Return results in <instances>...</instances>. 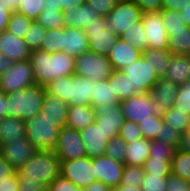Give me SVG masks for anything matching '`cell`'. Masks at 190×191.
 Listing matches in <instances>:
<instances>
[{
  "label": "cell",
  "mask_w": 190,
  "mask_h": 191,
  "mask_svg": "<svg viewBox=\"0 0 190 191\" xmlns=\"http://www.w3.org/2000/svg\"><path fill=\"white\" fill-rule=\"evenodd\" d=\"M180 13L183 16V19L187 25L188 28H190V1L187 3L186 7H184Z\"/></svg>",
  "instance_id": "obj_67"
},
{
  "label": "cell",
  "mask_w": 190,
  "mask_h": 191,
  "mask_svg": "<svg viewBox=\"0 0 190 191\" xmlns=\"http://www.w3.org/2000/svg\"><path fill=\"white\" fill-rule=\"evenodd\" d=\"M190 0H163V10L181 11Z\"/></svg>",
  "instance_id": "obj_58"
},
{
  "label": "cell",
  "mask_w": 190,
  "mask_h": 191,
  "mask_svg": "<svg viewBox=\"0 0 190 191\" xmlns=\"http://www.w3.org/2000/svg\"><path fill=\"white\" fill-rule=\"evenodd\" d=\"M168 176L144 174L141 184L142 191H167Z\"/></svg>",
  "instance_id": "obj_48"
},
{
  "label": "cell",
  "mask_w": 190,
  "mask_h": 191,
  "mask_svg": "<svg viewBox=\"0 0 190 191\" xmlns=\"http://www.w3.org/2000/svg\"><path fill=\"white\" fill-rule=\"evenodd\" d=\"M96 120L95 123L100 125L105 137L110 140L119 136L124 115L120 104L118 106L107 108H95Z\"/></svg>",
  "instance_id": "obj_17"
},
{
  "label": "cell",
  "mask_w": 190,
  "mask_h": 191,
  "mask_svg": "<svg viewBox=\"0 0 190 191\" xmlns=\"http://www.w3.org/2000/svg\"><path fill=\"white\" fill-rule=\"evenodd\" d=\"M83 3H85V0H62V11L76 9Z\"/></svg>",
  "instance_id": "obj_63"
},
{
  "label": "cell",
  "mask_w": 190,
  "mask_h": 191,
  "mask_svg": "<svg viewBox=\"0 0 190 191\" xmlns=\"http://www.w3.org/2000/svg\"><path fill=\"white\" fill-rule=\"evenodd\" d=\"M37 151L26 137L0 145V154L16 170L25 164Z\"/></svg>",
  "instance_id": "obj_16"
},
{
  "label": "cell",
  "mask_w": 190,
  "mask_h": 191,
  "mask_svg": "<svg viewBox=\"0 0 190 191\" xmlns=\"http://www.w3.org/2000/svg\"><path fill=\"white\" fill-rule=\"evenodd\" d=\"M54 152L60 161H69L87 156L80 131L67 126L62 127Z\"/></svg>",
  "instance_id": "obj_13"
},
{
  "label": "cell",
  "mask_w": 190,
  "mask_h": 191,
  "mask_svg": "<svg viewBox=\"0 0 190 191\" xmlns=\"http://www.w3.org/2000/svg\"><path fill=\"white\" fill-rule=\"evenodd\" d=\"M64 26L67 28H79L85 30L86 27L95 23L100 17L99 12L86 2L76 9L63 11Z\"/></svg>",
  "instance_id": "obj_20"
},
{
  "label": "cell",
  "mask_w": 190,
  "mask_h": 191,
  "mask_svg": "<svg viewBox=\"0 0 190 191\" xmlns=\"http://www.w3.org/2000/svg\"><path fill=\"white\" fill-rule=\"evenodd\" d=\"M75 60L64 51L48 53L37 49L32 50L30 55L35 81L44 86L56 78L72 76L75 73Z\"/></svg>",
  "instance_id": "obj_1"
},
{
  "label": "cell",
  "mask_w": 190,
  "mask_h": 191,
  "mask_svg": "<svg viewBox=\"0 0 190 191\" xmlns=\"http://www.w3.org/2000/svg\"><path fill=\"white\" fill-rule=\"evenodd\" d=\"M178 87L179 85H176L174 82L169 81L164 77H159L158 81L151 88L149 93L161 112L173 106L177 96Z\"/></svg>",
  "instance_id": "obj_22"
},
{
  "label": "cell",
  "mask_w": 190,
  "mask_h": 191,
  "mask_svg": "<svg viewBox=\"0 0 190 191\" xmlns=\"http://www.w3.org/2000/svg\"><path fill=\"white\" fill-rule=\"evenodd\" d=\"M34 69L30 59L13 62L9 70L0 76V91L4 93L21 91L35 84Z\"/></svg>",
  "instance_id": "obj_7"
},
{
  "label": "cell",
  "mask_w": 190,
  "mask_h": 191,
  "mask_svg": "<svg viewBox=\"0 0 190 191\" xmlns=\"http://www.w3.org/2000/svg\"><path fill=\"white\" fill-rule=\"evenodd\" d=\"M16 172L19 191H47V187L38 180L27 179V176L22 175L18 170Z\"/></svg>",
  "instance_id": "obj_51"
},
{
  "label": "cell",
  "mask_w": 190,
  "mask_h": 191,
  "mask_svg": "<svg viewBox=\"0 0 190 191\" xmlns=\"http://www.w3.org/2000/svg\"><path fill=\"white\" fill-rule=\"evenodd\" d=\"M93 167L97 181L104 183L111 189L121 183L125 164L115 161L104 154L93 158Z\"/></svg>",
  "instance_id": "obj_15"
},
{
  "label": "cell",
  "mask_w": 190,
  "mask_h": 191,
  "mask_svg": "<svg viewBox=\"0 0 190 191\" xmlns=\"http://www.w3.org/2000/svg\"><path fill=\"white\" fill-rule=\"evenodd\" d=\"M0 1H2L7 6V10L10 11L11 13L16 12L20 5V0H0Z\"/></svg>",
  "instance_id": "obj_66"
},
{
  "label": "cell",
  "mask_w": 190,
  "mask_h": 191,
  "mask_svg": "<svg viewBox=\"0 0 190 191\" xmlns=\"http://www.w3.org/2000/svg\"><path fill=\"white\" fill-rule=\"evenodd\" d=\"M46 32L47 30L42 25L33 21L25 32L23 39L31 50H37L40 49Z\"/></svg>",
  "instance_id": "obj_38"
},
{
  "label": "cell",
  "mask_w": 190,
  "mask_h": 191,
  "mask_svg": "<svg viewBox=\"0 0 190 191\" xmlns=\"http://www.w3.org/2000/svg\"><path fill=\"white\" fill-rule=\"evenodd\" d=\"M189 67H190V55H188ZM190 72V71H189Z\"/></svg>",
  "instance_id": "obj_71"
},
{
  "label": "cell",
  "mask_w": 190,
  "mask_h": 191,
  "mask_svg": "<svg viewBox=\"0 0 190 191\" xmlns=\"http://www.w3.org/2000/svg\"><path fill=\"white\" fill-rule=\"evenodd\" d=\"M18 171L27 179L38 180L48 187L61 175V161L54 151H37Z\"/></svg>",
  "instance_id": "obj_5"
},
{
  "label": "cell",
  "mask_w": 190,
  "mask_h": 191,
  "mask_svg": "<svg viewBox=\"0 0 190 191\" xmlns=\"http://www.w3.org/2000/svg\"><path fill=\"white\" fill-rule=\"evenodd\" d=\"M12 64L13 61L0 52V76L9 70Z\"/></svg>",
  "instance_id": "obj_62"
},
{
  "label": "cell",
  "mask_w": 190,
  "mask_h": 191,
  "mask_svg": "<svg viewBox=\"0 0 190 191\" xmlns=\"http://www.w3.org/2000/svg\"><path fill=\"white\" fill-rule=\"evenodd\" d=\"M142 56L138 48H134L129 42L120 37L115 42L108 54V59L114 70L121 71L124 66L129 65Z\"/></svg>",
  "instance_id": "obj_19"
},
{
  "label": "cell",
  "mask_w": 190,
  "mask_h": 191,
  "mask_svg": "<svg viewBox=\"0 0 190 191\" xmlns=\"http://www.w3.org/2000/svg\"><path fill=\"white\" fill-rule=\"evenodd\" d=\"M151 140L141 138L127 143L124 164L143 167L150 155Z\"/></svg>",
  "instance_id": "obj_28"
},
{
  "label": "cell",
  "mask_w": 190,
  "mask_h": 191,
  "mask_svg": "<svg viewBox=\"0 0 190 191\" xmlns=\"http://www.w3.org/2000/svg\"><path fill=\"white\" fill-rule=\"evenodd\" d=\"M188 55H171L165 79L181 85L190 79Z\"/></svg>",
  "instance_id": "obj_27"
},
{
  "label": "cell",
  "mask_w": 190,
  "mask_h": 191,
  "mask_svg": "<svg viewBox=\"0 0 190 191\" xmlns=\"http://www.w3.org/2000/svg\"><path fill=\"white\" fill-rule=\"evenodd\" d=\"M119 136L126 143H131L135 140L143 138L139 128V124L128 120H124V122L122 123Z\"/></svg>",
  "instance_id": "obj_50"
},
{
  "label": "cell",
  "mask_w": 190,
  "mask_h": 191,
  "mask_svg": "<svg viewBox=\"0 0 190 191\" xmlns=\"http://www.w3.org/2000/svg\"><path fill=\"white\" fill-rule=\"evenodd\" d=\"M143 12L163 10V0H132Z\"/></svg>",
  "instance_id": "obj_55"
},
{
  "label": "cell",
  "mask_w": 190,
  "mask_h": 191,
  "mask_svg": "<svg viewBox=\"0 0 190 191\" xmlns=\"http://www.w3.org/2000/svg\"><path fill=\"white\" fill-rule=\"evenodd\" d=\"M120 106L124 119L137 124L161 113L149 92L135 94L121 101Z\"/></svg>",
  "instance_id": "obj_8"
},
{
  "label": "cell",
  "mask_w": 190,
  "mask_h": 191,
  "mask_svg": "<svg viewBox=\"0 0 190 191\" xmlns=\"http://www.w3.org/2000/svg\"><path fill=\"white\" fill-rule=\"evenodd\" d=\"M115 3H121V2H126V1H129V0H113Z\"/></svg>",
  "instance_id": "obj_69"
},
{
  "label": "cell",
  "mask_w": 190,
  "mask_h": 191,
  "mask_svg": "<svg viewBox=\"0 0 190 191\" xmlns=\"http://www.w3.org/2000/svg\"><path fill=\"white\" fill-rule=\"evenodd\" d=\"M11 14L12 13L7 10V6L0 1V32L7 30Z\"/></svg>",
  "instance_id": "obj_59"
},
{
  "label": "cell",
  "mask_w": 190,
  "mask_h": 191,
  "mask_svg": "<svg viewBox=\"0 0 190 191\" xmlns=\"http://www.w3.org/2000/svg\"><path fill=\"white\" fill-rule=\"evenodd\" d=\"M112 191H142V190L141 187H136L133 185L126 186L119 184L117 187L113 188Z\"/></svg>",
  "instance_id": "obj_68"
},
{
  "label": "cell",
  "mask_w": 190,
  "mask_h": 191,
  "mask_svg": "<svg viewBox=\"0 0 190 191\" xmlns=\"http://www.w3.org/2000/svg\"><path fill=\"white\" fill-rule=\"evenodd\" d=\"M176 147L159 140H151L149 158L173 159Z\"/></svg>",
  "instance_id": "obj_46"
},
{
  "label": "cell",
  "mask_w": 190,
  "mask_h": 191,
  "mask_svg": "<svg viewBox=\"0 0 190 191\" xmlns=\"http://www.w3.org/2000/svg\"><path fill=\"white\" fill-rule=\"evenodd\" d=\"M172 159L148 158L144 165V172L148 175L169 176L171 174Z\"/></svg>",
  "instance_id": "obj_39"
},
{
  "label": "cell",
  "mask_w": 190,
  "mask_h": 191,
  "mask_svg": "<svg viewBox=\"0 0 190 191\" xmlns=\"http://www.w3.org/2000/svg\"><path fill=\"white\" fill-rule=\"evenodd\" d=\"M145 36L146 35L141 20L135 23L130 29L125 30L120 38L129 42L134 48H138L141 52H144L146 49H148Z\"/></svg>",
  "instance_id": "obj_35"
},
{
  "label": "cell",
  "mask_w": 190,
  "mask_h": 191,
  "mask_svg": "<svg viewBox=\"0 0 190 191\" xmlns=\"http://www.w3.org/2000/svg\"><path fill=\"white\" fill-rule=\"evenodd\" d=\"M142 23L146 35L147 48L168 49V34L161 11L144 12Z\"/></svg>",
  "instance_id": "obj_14"
},
{
  "label": "cell",
  "mask_w": 190,
  "mask_h": 191,
  "mask_svg": "<svg viewBox=\"0 0 190 191\" xmlns=\"http://www.w3.org/2000/svg\"><path fill=\"white\" fill-rule=\"evenodd\" d=\"M169 49H146L142 56L150 63L158 77H163L168 70L171 58Z\"/></svg>",
  "instance_id": "obj_30"
},
{
  "label": "cell",
  "mask_w": 190,
  "mask_h": 191,
  "mask_svg": "<svg viewBox=\"0 0 190 191\" xmlns=\"http://www.w3.org/2000/svg\"><path fill=\"white\" fill-rule=\"evenodd\" d=\"M43 10V0H20V5L16 12L23 14L35 21Z\"/></svg>",
  "instance_id": "obj_49"
},
{
  "label": "cell",
  "mask_w": 190,
  "mask_h": 191,
  "mask_svg": "<svg viewBox=\"0 0 190 191\" xmlns=\"http://www.w3.org/2000/svg\"><path fill=\"white\" fill-rule=\"evenodd\" d=\"M94 173L93 158L88 156L61 161V175L81 189L97 181Z\"/></svg>",
  "instance_id": "obj_12"
},
{
  "label": "cell",
  "mask_w": 190,
  "mask_h": 191,
  "mask_svg": "<svg viewBox=\"0 0 190 191\" xmlns=\"http://www.w3.org/2000/svg\"><path fill=\"white\" fill-rule=\"evenodd\" d=\"M171 174L190 181V152L176 149L171 160Z\"/></svg>",
  "instance_id": "obj_32"
},
{
  "label": "cell",
  "mask_w": 190,
  "mask_h": 191,
  "mask_svg": "<svg viewBox=\"0 0 190 191\" xmlns=\"http://www.w3.org/2000/svg\"><path fill=\"white\" fill-rule=\"evenodd\" d=\"M26 137L25 122L21 119L4 117L0 119V145Z\"/></svg>",
  "instance_id": "obj_29"
},
{
  "label": "cell",
  "mask_w": 190,
  "mask_h": 191,
  "mask_svg": "<svg viewBox=\"0 0 190 191\" xmlns=\"http://www.w3.org/2000/svg\"><path fill=\"white\" fill-rule=\"evenodd\" d=\"M162 114L154 115L151 119L145 121H140L139 128L142 134V137L148 140H154L156 134H159L160 125L163 123Z\"/></svg>",
  "instance_id": "obj_42"
},
{
  "label": "cell",
  "mask_w": 190,
  "mask_h": 191,
  "mask_svg": "<svg viewBox=\"0 0 190 191\" xmlns=\"http://www.w3.org/2000/svg\"><path fill=\"white\" fill-rule=\"evenodd\" d=\"M110 78L112 79V89L120 102L136 94L131 88L128 77L123 72L114 70Z\"/></svg>",
  "instance_id": "obj_33"
},
{
  "label": "cell",
  "mask_w": 190,
  "mask_h": 191,
  "mask_svg": "<svg viewBox=\"0 0 190 191\" xmlns=\"http://www.w3.org/2000/svg\"><path fill=\"white\" fill-rule=\"evenodd\" d=\"M113 71L108 56L92 51L85 52L75 60L74 74L92 79L94 82L109 78Z\"/></svg>",
  "instance_id": "obj_6"
},
{
  "label": "cell",
  "mask_w": 190,
  "mask_h": 191,
  "mask_svg": "<svg viewBox=\"0 0 190 191\" xmlns=\"http://www.w3.org/2000/svg\"><path fill=\"white\" fill-rule=\"evenodd\" d=\"M163 121L175 128L180 133H185L189 130L188 115L185 112H181L173 106L167 110L161 112Z\"/></svg>",
  "instance_id": "obj_34"
},
{
  "label": "cell",
  "mask_w": 190,
  "mask_h": 191,
  "mask_svg": "<svg viewBox=\"0 0 190 191\" xmlns=\"http://www.w3.org/2000/svg\"><path fill=\"white\" fill-rule=\"evenodd\" d=\"M118 100L115 92L112 89V79H101L95 82L91 98V106L94 108H107L118 106Z\"/></svg>",
  "instance_id": "obj_24"
},
{
  "label": "cell",
  "mask_w": 190,
  "mask_h": 191,
  "mask_svg": "<svg viewBox=\"0 0 190 191\" xmlns=\"http://www.w3.org/2000/svg\"><path fill=\"white\" fill-rule=\"evenodd\" d=\"M85 2L99 12L102 17H106L116 4L113 0H85Z\"/></svg>",
  "instance_id": "obj_53"
},
{
  "label": "cell",
  "mask_w": 190,
  "mask_h": 191,
  "mask_svg": "<svg viewBox=\"0 0 190 191\" xmlns=\"http://www.w3.org/2000/svg\"><path fill=\"white\" fill-rule=\"evenodd\" d=\"M126 147L127 143L120 136H116L108 141L105 148V155L124 164Z\"/></svg>",
  "instance_id": "obj_41"
},
{
  "label": "cell",
  "mask_w": 190,
  "mask_h": 191,
  "mask_svg": "<svg viewBox=\"0 0 190 191\" xmlns=\"http://www.w3.org/2000/svg\"><path fill=\"white\" fill-rule=\"evenodd\" d=\"M166 31H178L187 28L180 11L161 10Z\"/></svg>",
  "instance_id": "obj_44"
},
{
  "label": "cell",
  "mask_w": 190,
  "mask_h": 191,
  "mask_svg": "<svg viewBox=\"0 0 190 191\" xmlns=\"http://www.w3.org/2000/svg\"><path fill=\"white\" fill-rule=\"evenodd\" d=\"M0 191H19L17 172L4 181H0Z\"/></svg>",
  "instance_id": "obj_57"
},
{
  "label": "cell",
  "mask_w": 190,
  "mask_h": 191,
  "mask_svg": "<svg viewBox=\"0 0 190 191\" xmlns=\"http://www.w3.org/2000/svg\"><path fill=\"white\" fill-rule=\"evenodd\" d=\"M16 171L17 170L0 154V181L12 177Z\"/></svg>",
  "instance_id": "obj_56"
},
{
  "label": "cell",
  "mask_w": 190,
  "mask_h": 191,
  "mask_svg": "<svg viewBox=\"0 0 190 191\" xmlns=\"http://www.w3.org/2000/svg\"><path fill=\"white\" fill-rule=\"evenodd\" d=\"M37 23L47 29L64 28V16L62 10L46 9L42 10L37 19Z\"/></svg>",
  "instance_id": "obj_36"
},
{
  "label": "cell",
  "mask_w": 190,
  "mask_h": 191,
  "mask_svg": "<svg viewBox=\"0 0 190 191\" xmlns=\"http://www.w3.org/2000/svg\"><path fill=\"white\" fill-rule=\"evenodd\" d=\"M47 191H83V189L77 187L69 179L60 175L47 187Z\"/></svg>",
  "instance_id": "obj_52"
},
{
  "label": "cell",
  "mask_w": 190,
  "mask_h": 191,
  "mask_svg": "<svg viewBox=\"0 0 190 191\" xmlns=\"http://www.w3.org/2000/svg\"><path fill=\"white\" fill-rule=\"evenodd\" d=\"M144 169L140 166L125 165L121 185L141 187L144 178Z\"/></svg>",
  "instance_id": "obj_43"
},
{
  "label": "cell",
  "mask_w": 190,
  "mask_h": 191,
  "mask_svg": "<svg viewBox=\"0 0 190 191\" xmlns=\"http://www.w3.org/2000/svg\"><path fill=\"white\" fill-rule=\"evenodd\" d=\"M45 94L46 87L37 83L21 91L7 93V117L24 122L32 119L40 112Z\"/></svg>",
  "instance_id": "obj_3"
},
{
  "label": "cell",
  "mask_w": 190,
  "mask_h": 191,
  "mask_svg": "<svg viewBox=\"0 0 190 191\" xmlns=\"http://www.w3.org/2000/svg\"><path fill=\"white\" fill-rule=\"evenodd\" d=\"M177 149L190 152V130L181 135L180 143Z\"/></svg>",
  "instance_id": "obj_60"
},
{
  "label": "cell",
  "mask_w": 190,
  "mask_h": 191,
  "mask_svg": "<svg viewBox=\"0 0 190 191\" xmlns=\"http://www.w3.org/2000/svg\"><path fill=\"white\" fill-rule=\"evenodd\" d=\"M94 84L92 79L73 74L56 78L45 87L47 93L67 102L69 106H77L91 105Z\"/></svg>",
  "instance_id": "obj_2"
},
{
  "label": "cell",
  "mask_w": 190,
  "mask_h": 191,
  "mask_svg": "<svg viewBox=\"0 0 190 191\" xmlns=\"http://www.w3.org/2000/svg\"><path fill=\"white\" fill-rule=\"evenodd\" d=\"M7 97L6 93L0 91V119L7 117Z\"/></svg>",
  "instance_id": "obj_65"
},
{
  "label": "cell",
  "mask_w": 190,
  "mask_h": 191,
  "mask_svg": "<svg viewBox=\"0 0 190 191\" xmlns=\"http://www.w3.org/2000/svg\"><path fill=\"white\" fill-rule=\"evenodd\" d=\"M63 51L75 58L90 51L85 30L79 28H63Z\"/></svg>",
  "instance_id": "obj_23"
},
{
  "label": "cell",
  "mask_w": 190,
  "mask_h": 191,
  "mask_svg": "<svg viewBox=\"0 0 190 191\" xmlns=\"http://www.w3.org/2000/svg\"><path fill=\"white\" fill-rule=\"evenodd\" d=\"M40 49L48 53L63 51V28L47 29Z\"/></svg>",
  "instance_id": "obj_37"
},
{
  "label": "cell",
  "mask_w": 190,
  "mask_h": 191,
  "mask_svg": "<svg viewBox=\"0 0 190 191\" xmlns=\"http://www.w3.org/2000/svg\"><path fill=\"white\" fill-rule=\"evenodd\" d=\"M143 11L132 1L116 3L114 9L105 17L109 28L119 37L125 30L142 20Z\"/></svg>",
  "instance_id": "obj_10"
},
{
  "label": "cell",
  "mask_w": 190,
  "mask_h": 191,
  "mask_svg": "<svg viewBox=\"0 0 190 191\" xmlns=\"http://www.w3.org/2000/svg\"><path fill=\"white\" fill-rule=\"evenodd\" d=\"M104 135L105 133L100 125L96 123L80 131L88 157L95 158L105 154V148L109 140Z\"/></svg>",
  "instance_id": "obj_21"
},
{
  "label": "cell",
  "mask_w": 190,
  "mask_h": 191,
  "mask_svg": "<svg viewBox=\"0 0 190 191\" xmlns=\"http://www.w3.org/2000/svg\"><path fill=\"white\" fill-rule=\"evenodd\" d=\"M60 129L57 120L50 119L41 111L25 122L26 138L38 151H54Z\"/></svg>",
  "instance_id": "obj_4"
},
{
  "label": "cell",
  "mask_w": 190,
  "mask_h": 191,
  "mask_svg": "<svg viewBox=\"0 0 190 191\" xmlns=\"http://www.w3.org/2000/svg\"><path fill=\"white\" fill-rule=\"evenodd\" d=\"M46 9L62 10V0H43V10Z\"/></svg>",
  "instance_id": "obj_64"
},
{
  "label": "cell",
  "mask_w": 190,
  "mask_h": 191,
  "mask_svg": "<svg viewBox=\"0 0 190 191\" xmlns=\"http://www.w3.org/2000/svg\"><path fill=\"white\" fill-rule=\"evenodd\" d=\"M89 49L92 52L108 56L111 48L118 40L119 36L113 32L105 17L95 20V23L85 28Z\"/></svg>",
  "instance_id": "obj_11"
},
{
  "label": "cell",
  "mask_w": 190,
  "mask_h": 191,
  "mask_svg": "<svg viewBox=\"0 0 190 191\" xmlns=\"http://www.w3.org/2000/svg\"><path fill=\"white\" fill-rule=\"evenodd\" d=\"M168 49L174 55H190V28L167 31Z\"/></svg>",
  "instance_id": "obj_31"
},
{
  "label": "cell",
  "mask_w": 190,
  "mask_h": 191,
  "mask_svg": "<svg viewBox=\"0 0 190 191\" xmlns=\"http://www.w3.org/2000/svg\"><path fill=\"white\" fill-rule=\"evenodd\" d=\"M31 51L23 38L16 37L8 30L0 32V52L13 62L30 59Z\"/></svg>",
  "instance_id": "obj_18"
},
{
  "label": "cell",
  "mask_w": 190,
  "mask_h": 191,
  "mask_svg": "<svg viewBox=\"0 0 190 191\" xmlns=\"http://www.w3.org/2000/svg\"><path fill=\"white\" fill-rule=\"evenodd\" d=\"M173 107L187 115L190 114V79L179 85Z\"/></svg>",
  "instance_id": "obj_45"
},
{
  "label": "cell",
  "mask_w": 190,
  "mask_h": 191,
  "mask_svg": "<svg viewBox=\"0 0 190 191\" xmlns=\"http://www.w3.org/2000/svg\"><path fill=\"white\" fill-rule=\"evenodd\" d=\"M167 191H190V181L170 174L167 178Z\"/></svg>",
  "instance_id": "obj_54"
},
{
  "label": "cell",
  "mask_w": 190,
  "mask_h": 191,
  "mask_svg": "<svg viewBox=\"0 0 190 191\" xmlns=\"http://www.w3.org/2000/svg\"><path fill=\"white\" fill-rule=\"evenodd\" d=\"M189 130H190V114L188 115Z\"/></svg>",
  "instance_id": "obj_70"
},
{
  "label": "cell",
  "mask_w": 190,
  "mask_h": 191,
  "mask_svg": "<svg viewBox=\"0 0 190 191\" xmlns=\"http://www.w3.org/2000/svg\"><path fill=\"white\" fill-rule=\"evenodd\" d=\"M40 111L50 119L57 120L60 128L66 127V119L69 111L67 102L46 92Z\"/></svg>",
  "instance_id": "obj_26"
},
{
  "label": "cell",
  "mask_w": 190,
  "mask_h": 191,
  "mask_svg": "<svg viewBox=\"0 0 190 191\" xmlns=\"http://www.w3.org/2000/svg\"><path fill=\"white\" fill-rule=\"evenodd\" d=\"M83 191H112V189L100 181H94L86 186Z\"/></svg>",
  "instance_id": "obj_61"
},
{
  "label": "cell",
  "mask_w": 190,
  "mask_h": 191,
  "mask_svg": "<svg viewBox=\"0 0 190 191\" xmlns=\"http://www.w3.org/2000/svg\"><path fill=\"white\" fill-rule=\"evenodd\" d=\"M96 112L91 105L69 106L66 126L81 131L95 123Z\"/></svg>",
  "instance_id": "obj_25"
},
{
  "label": "cell",
  "mask_w": 190,
  "mask_h": 191,
  "mask_svg": "<svg viewBox=\"0 0 190 191\" xmlns=\"http://www.w3.org/2000/svg\"><path fill=\"white\" fill-rule=\"evenodd\" d=\"M181 135L182 133L163 122L160 125L159 134H156L155 139L177 148L180 143Z\"/></svg>",
  "instance_id": "obj_47"
},
{
  "label": "cell",
  "mask_w": 190,
  "mask_h": 191,
  "mask_svg": "<svg viewBox=\"0 0 190 191\" xmlns=\"http://www.w3.org/2000/svg\"><path fill=\"white\" fill-rule=\"evenodd\" d=\"M128 77L131 88L136 94L150 92L159 77L150 63L141 56L121 70Z\"/></svg>",
  "instance_id": "obj_9"
},
{
  "label": "cell",
  "mask_w": 190,
  "mask_h": 191,
  "mask_svg": "<svg viewBox=\"0 0 190 191\" xmlns=\"http://www.w3.org/2000/svg\"><path fill=\"white\" fill-rule=\"evenodd\" d=\"M33 20L24 16L19 12H13L11 14L7 30L13 35L19 38H23L25 32L28 30L29 26L32 24Z\"/></svg>",
  "instance_id": "obj_40"
}]
</instances>
